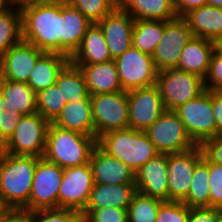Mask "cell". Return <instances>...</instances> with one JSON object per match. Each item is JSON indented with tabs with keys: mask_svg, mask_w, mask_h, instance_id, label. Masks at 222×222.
I'll list each match as a JSON object with an SVG mask.
<instances>
[{
	"mask_svg": "<svg viewBox=\"0 0 222 222\" xmlns=\"http://www.w3.org/2000/svg\"><path fill=\"white\" fill-rule=\"evenodd\" d=\"M22 40L44 52L62 54V0L22 7Z\"/></svg>",
	"mask_w": 222,
	"mask_h": 222,
	"instance_id": "obj_1",
	"label": "cell"
},
{
	"mask_svg": "<svg viewBox=\"0 0 222 222\" xmlns=\"http://www.w3.org/2000/svg\"><path fill=\"white\" fill-rule=\"evenodd\" d=\"M39 158L5 152L0 161V200L6 209H23L28 204Z\"/></svg>",
	"mask_w": 222,
	"mask_h": 222,
	"instance_id": "obj_2",
	"label": "cell"
},
{
	"mask_svg": "<svg viewBox=\"0 0 222 222\" xmlns=\"http://www.w3.org/2000/svg\"><path fill=\"white\" fill-rule=\"evenodd\" d=\"M96 145V137L70 131L50 122L43 157L63 169L82 166L90 162Z\"/></svg>",
	"mask_w": 222,
	"mask_h": 222,
	"instance_id": "obj_3",
	"label": "cell"
},
{
	"mask_svg": "<svg viewBox=\"0 0 222 222\" xmlns=\"http://www.w3.org/2000/svg\"><path fill=\"white\" fill-rule=\"evenodd\" d=\"M97 144L134 172L160 154L145 132L132 128L107 132L97 139Z\"/></svg>",
	"mask_w": 222,
	"mask_h": 222,
	"instance_id": "obj_4",
	"label": "cell"
},
{
	"mask_svg": "<svg viewBox=\"0 0 222 222\" xmlns=\"http://www.w3.org/2000/svg\"><path fill=\"white\" fill-rule=\"evenodd\" d=\"M155 85L168 111H174L206 90L203 78L177 68L158 72Z\"/></svg>",
	"mask_w": 222,
	"mask_h": 222,
	"instance_id": "obj_5",
	"label": "cell"
},
{
	"mask_svg": "<svg viewBox=\"0 0 222 222\" xmlns=\"http://www.w3.org/2000/svg\"><path fill=\"white\" fill-rule=\"evenodd\" d=\"M94 137L119 129L129 128L127 91L91 95Z\"/></svg>",
	"mask_w": 222,
	"mask_h": 222,
	"instance_id": "obj_6",
	"label": "cell"
},
{
	"mask_svg": "<svg viewBox=\"0 0 222 222\" xmlns=\"http://www.w3.org/2000/svg\"><path fill=\"white\" fill-rule=\"evenodd\" d=\"M50 122L38 112L24 115L11 137L4 143L5 152L12 155L43 157Z\"/></svg>",
	"mask_w": 222,
	"mask_h": 222,
	"instance_id": "obj_7",
	"label": "cell"
},
{
	"mask_svg": "<svg viewBox=\"0 0 222 222\" xmlns=\"http://www.w3.org/2000/svg\"><path fill=\"white\" fill-rule=\"evenodd\" d=\"M64 169L40 157L35 167L27 211L58 208V192Z\"/></svg>",
	"mask_w": 222,
	"mask_h": 222,
	"instance_id": "obj_8",
	"label": "cell"
},
{
	"mask_svg": "<svg viewBox=\"0 0 222 222\" xmlns=\"http://www.w3.org/2000/svg\"><path fill=\"white\" fill-rule=\"evenodd\" d=\"M174 112L197 145H201L206 139L215 136L212 94L208 90H205L195 99L180 105Z\"/></svg>",
	"mask_w": 222,
	"mask_h": 222,
	"instance_id": "obj_9",
	"label": "cell"
},
{
	"mask_svg": "<svg viewBox=\"0 0 222 222\" xmlns=\"http://www.w3.org/2000/svg\"><path fill=\"white\" fill-rule=\"evenodd\" d=\"M145 133L160 153H180L197 146L174 111L166 110Z\"/></svg>",
	"mask_w": 222,
	"mask_h": 222,
	"instance_id": "obj_10",
	"label": "cell"
},
{
	"mask_svg": "<svg viewBox=\"0 0 222 222\" xmlns=\"http://www.w3.org/2000/svg\"><path fill=\"white\" fill-rule=\"evenodd\" d=\"M114 61L124 91L156 84L158 71L151 55L131 46Z\"/></svg>",
	"mask_w": 222,
	"mask_h": 222,
	"instance_id": "obj_11",
	"label": "cell"
},
{
	"mask_svg": "<svg viewBox=\"0 0 222 222\" xmlns=\"http://www.w3.org/2000/svg\"><path fill=\"white\" fill-rule=\"evenodd\" d=\"M193 37L182 17L164 21V33L152 55L157 71L177 68L183 48Z\"/></svg>",
	"mask_w": 222,
	"mask_h": 222,
	"instance_id": "obj_12",
	"label": "cell"
},
{
	"mask_svg": "<svg viewBox=\"0 0 222 222\" xmlns=\"http://www.w3.org/2000/svg\"><path fill=\"white\" fill-rule=\"evenodd\" d=\"M93 186L94 180L89 163L64 168L58 192V208L81 213L85 209Z\"/></svg>",
	"mask_w": 222,
	"mask_h": 222,
	"instance_id": "obj_13",
	"label": "cell"
},
{
	"mask_svg": "<svg viewBox=\"0 0 222 222\" xmlns=\"http://www.w3.org/2000/svg\"><path fill=\"white\" fill-rule=\"evenodd\" d=\"M129 128L145 132L165 111L156 85L127 91Z\"/></svg>",
	"mask_w": 222,
	"mask_h": 222,
	"instance_id": "obj_14",
	"label": "cell"
},
{
	"mask_svg": "<svg viewBox=\"0 0 222 222\" xmlns=\"http://www.w3.org/2000/svg\"><path fill=\"white\" fill-rule=\"evenodd\" d=\"M203 158L200 145L180 152L168 154L169 201L183 202L189 192L196 164Z\"/></svg>",
	"mask_w": 222,
	"mask_h": 222,
	"instance_id": "obj_15",
	"label": "cell"
},
{
	"mask_svg": "<svg viewBox=\"0 0 222 222\" xmlns=\"http://www.w3.org/2000/svg\"><path fill=\"white\" fill-rule=\"evenodd\" d=\"M134 22L135 20L118 5L96 23L103 32L112 59L132 46Z\"/></svg>",
	"mask_w": 222,
	"mask_h": 222,
	"instance_id": "obj_16",
	"label": "cell"
},
{
	"mask_svg": "<svg viewBox=\"0 0 222 222\" xmlns=\"http://www.w3.org/2000/svg\"><path fill=\"white\" fill-rule=\"evenodd\" d=\"M43 53L31 43L19 41L1 55V79L28 83L35 63Z\"/></svg>",
	"mask_w": 222,
	"mask_h": 222,
	"instance_id": "obj_17",
	"label": "cell"
},
{
	"mask_svg": "<svg viewBox=\"0 0 222 222\" xmlns=\"http://www.w3.org/2000/svg\"><path fill=\"white\" fill-rule=\"evenodd\" d=\"M167 167V153H160L150 159L135 172L136 191L152 198L169 201Z\"/></svg>",
	"mask_w": 222,
	"mask_h": 222,
	"instance_id": "obj_18",
	"label": "cell"
},
{
	"mask_svg": "<svg viewBox=\"0 0 222 222\" xmlns=\"http://www.w3.org/2000/svg\"><path fill=\"white\" fill-rule=\"evenodd\" d=\"M94 183L135 184V172L122 161L106 153L98 144L89 162Z\"/></svg>",
	"mask_w": 222,
	"mask_h": 222,
	"instance_id": "obj_19",
	"label": "cell"
},
{
	"mask_svg": "<svg viewBox=\"0 0 222 222\" xmlns=\"http://www.w3.org/2000/svg\"><path fill=\"white\" fill-rule=\"evenodd\" d=\"M217 45L214 41L193 36L181 52L177 69L205 79Z\"/></svg>",
	"mask_w": 222,
	"mask_h": 222,
	"instance_id": "obj_20",
	"label": "cell"
},
{
	"mask_svg": "<svg viewBox=\"0 0 222 222\" xmlns=\"http://www.w3.org/2000/svg\"><path fill=\"white\" fill-rule=\"evenodd\" d=\"M194 37L222 42V8L204 5L193 9L182 17Z\"/></svg>",
	"mask_w": 222,
	"mask_h": 222,
	"instance_id": "obj_21",
	"label": "cell"
},
{
	"mask_svg": "<svg viewBox=\"0 0 222 222\" xmlns=\"http://www.w3.org/2000/svg\"><path fill=\"white\" fill-rule=\"evenodd\" d=\"M75 66L79 67L83 73L89 95L123 90L114 59L98 64Z\"/></svg>",
	"mask_w": 222,
	"mask_h": 222,
	"instance_id": "obj_22",
	"label": "cell"
},
{
	"mask_svg": "<svg viewBox=\"0 0 222 222\" xmlns=\"http://www.w3.org/2000/svg\"><path fill=\"white\" fill-rule=\"evenodd\" d=\"M113 60L102 30L96 23L87 29L80 47L70 57L74 65L98 64Z\"/></svg>",
	"mask_w": 222,
	"mask_h": 222,
	"instance_id": "obj_23",
	"label": "cell"
},
{
	"mask_svg": "<svg viewBox=\"0 0 222 222\" xmlns=\"http://www.w3.org/2000/svg\"><path fill=\"white\" fill-rule=\"evenodd\" d=\"M62 14V54L70 58L80 47L92 22L65 0H62Z\"/></svg>",
	"mask_w": 222,
	"mask_h": 222,
	"instance_id": "obj_24",
	"label": "cell"
},
{
	"mask_svg": "<svg viewBox=\"0 0 222 222\" xmlns=\"http://www.w3.org/2000/svg\"><path fill=\"white\" fill-rule=\"evenodd\" d=\"M52 123L70 131L94 137L91 95L81 102H67Z\"/></svg>",
	"mask_w": 222,
	"mask_h": 222,
	"instance_id": "obj_25",
	"label": "cell"
},
{
	"mask_svg": "<svg viewBox=\"0 0 222 222\" xmlns=\"http://www.w3.org/2000/svg\"><path fill=\"white\" fill-rule=\"evenodd\" d=\"M136 192L135 184L94 183L85 208L116 207L127 209Z\"/></svg>",
	"mask_w": 222,
	"mask_h": 222,
	"instance_id": "obj_26",
	"label": "cell"
},
{
	"mask_svg": "<svg viewBox=\"0 0 222 222\" xmlns=\"http://www.w3.org/2000/svg\"><path fill=\"white\" fill-rule=\"evenodd\" d=\"M70 62V58L55 52H44L35 63L28 85L35 92L56 83L59 73Z\"/></svg>",
	"mask_w": 222,
	"mask_h": 222,
	"instance_id": "obj_27",
	"label": "cell"
},
{
	"mask_svg": "<svg viewBox=\"0 0 222 222\" xmlns=\"http://www.w3.org/2000/svg\"><path fill=\"white\" fill-rule=\"evenodd\" d=\"M118 5L134 20L170 21L178 17L174 0H119Z\"/></svg>",
	"mask_w": 222,
	"mask_h": 222,
	"instance_id": "obj_28",
	"label": "cell"
},
{
	"mask_svg": "<svg viewBox=\"0 0 222 222\" xmlns=\"http://www.w3.org/2000/svg\"><path fill=\"white\" fill-rule=\"evenodd\" d=\"M0 93L23 115L37 112V96L27 83L0 79Z\"/></svg>",
	"mask_w": 222,
	"mask_h": 222,
	"instance_id": "obj_29",
	"label": "cell"
},
{
	"mask_svg": "<svg viewBox=\"0 0 222 222\" xmlns=\"http://www.w3.org/2000/svg\"><path fill=\"white\" fill-rule=\"evenodd\" d=\"M55 84L67 102H81L89 95L82 71L71 62L59 73Z\"/></svg>",
	"mask_w": 222,
	"mask_h": 222,
	"instance_id": "obj_30",
	"label": "cell"
},
{
	"mask_svg": "<svg viewBox=\"0 0 222 222\" xmlns=\"http://www.w3.org/2000/svg\"><path fill=\"white\" fill-rule=\"evenodd\" d=\"M183 203L189 208L210 207L209 159L204 154L195 166L190 189Z\"/></svg>",
	"mask_w": 222,
	"mask_h": 222,
	"instance_id": "obj_31",
	"label": "cell"
},
{
	"mask_svg": "<svg viewBox=\"0 0 222 222\" xmlns=\"http://www.w3.org/2000/svg\"><path fill=\"white\" fill-rule=\"evenodd\" d=\"M163 33L164 21L135 20L132 33V46L152 56Z\"/></svg>",
	"mask_w": 222,
	"mask_h": 222,
	"instance_id": "obj_32",
	"label": "cell"
},
{
	"mask_svg": "<svg viewBox=\"0 0 222 222\" xmlns=\"http://www.w3.org/2000/svg\"><path fill=\"white\" fill-rule=\"evenodd\" d=\"M22 40V14L14 7L0 13V55Z\"/></svg>",
	"mask_w": 222,
	"mask_h": 222,
	"instance_id": "obj_33",
	"label": "cell"
},
{
	"mask_svg": "<svg viewBox=\"0 0 222 222\" xmlns=\"http://www.w3.org/2000/svg\"><path fill=\"white\" fill-rule=\"evenodd\" d=\"M163 202L136 192L127 208L128 222H155Z\"/></svg>",
	"mask_w": 222,
	"mask_h": 222,
	"instance_id": "obj_34",
	"label": "cell"
},
{
	"mask_svg": "<svg viewBox=\"0 0 222 222\" xmlns=\"http://www.w3.org/2000/svg\"><path fill=\"white\" fill-rule=\"evenodd\" d=\"M36 96L37 112L49 122H53L58 117L67 103L56 84L39 91Z\"/></svg>",
	"mask_w": 222,
	"mask_h": 222,
	"instance_id": "obj_35",
	"label": "cell"
},
{
	"mask_svg": "<svg viewBox=\"0 0 222 222\" xmlns=\"http://www.w3.org/2000/svg\"><path fill=\"white\" fill-rule=\"evenodd\" d=\"M76 8L92 23H97L108 15L116 6L117 0H65Z\"/></svg>",
	"mask_w": 222,
	"mask_h": 222,
	"instance_id": "obj_36",
	"label": "cell"
},
{
	"mask_svg": "<svg viewBox=\"0 0 222 222\" xmlns=\"http://www.w3.org/2000/svg\"><path fill=\"white\" fill-rule=\"evenodd\" d=\"M24 115L0 93V140L5 143Z\"/></svg>",
	"mask_w": 222,
	"mask_h": 222,
	"instance_id": "obj_37",
	"label": "cell"
},
{
	"mask_svg": "<svg viewBox=\"0 0 222 222\" xmlns=\"http://www.w3.org/2000/svg\"><path fill=\"white\" fill-rule=\"evenodd\" d=\"M81 214L64 208L28 211V222H78Z\"/></svg>",
	"mask_w": 222,
	"mask_h": 222,
	"instance_id": "obj_38",
	"label": "cell"
},
{
	"mask_svg": "<svg viewBox=\"0 0 222 222\" xmlns=\"http://www.w3.org/2000/svg\"><path fill=\"white\" fill-rule=\"evenodd\" d=\"M80 214L84 222H128L127 209L122 208H85Z\"/></svg>",
	"mask_w": 222,
	"mask_h": 222,
	"instance_id": "obj_39",
	"label": "cell"
},
{
	"mask_svg": "<svg viewBox=\"0 0 222 222\" xmlns=\"http://www.w3.org/2000/svg\"><path fill=\"white\" fill-rule=\"evenodd\" d=\"M189 207L183 202L164 201L155 222H187Z\"/></svg>",
	"mask_w": 222,
	"mask_h": 222,
	"instance_id": "obj_40",
	"label": "cell"
},
{
	"mask_svg": "<svg viewBox=\"0 0 222 222\" xmlns=\"http://www.w3.org/2000/svg\"><path fill=\"white\" fill-rule=\"evenodd\" d=\"M210 207L222 209V165L209 160Z\"/></svg>",
	"mask_w": 222,
	"mask_h": 222,
	"instance_id": "obj_41",
	"label": "cell"
},
{
	"mask_svg": "<svg viewBox=\"0 0 222 222\" xmlns=\"http://www.w3.org/2000/svg\"><path fill=\"white\" fill-rule=\"evenodd\" d=\"M204 84L206 90L222 88V49L218 45L212 54Z\"/></svg>",
	"mask_w": 222,
	"mask_h": 222,
	"instance_id": "obj_42",
	"label": "cell"
},
{
	"mask_svg": "<svg viewBox=\"0 0 222 222\" xmlns=\"http://www.w3.org/2000/svg\"><path fill=\"white\" fill-rule=\"evenodd\" d=\"M200 146L211 162L222 165V135L208 138Z\"/></svg>",
	"mask_w": 222,
	"mask_h": 222,
	"instance_id": "obj_43",
	"label": "cell"
},
{
	"mask_svg": "<svg viewBox=\"0 0 222 222\" xmlns=\"http://www.w3.org/2000/svg\"><path fill=\"white\" fill-rule=\"evenodd\" d=\"M221 211L222 209L215 207H192L189 208L187 222H215Z\"/></svg>",
	"mask_w": 222,
	"mask_h": 222,
	"instance_id": "obj_44",
	"label": "cell"
},
{
	"mask_svg": "<svg viewBox=\"0 0 222 222\" xmlns=\"http://www.w3.org/2000/svg\"><path fill=\"white\" fill-rule=\"evenodd\" d=\"M208 91L212 94V111L215 119V136L222 135V88Z\"/></svg>",
	"mask_w": 222,
	"mask_h": 222,
	"instance_id": "obj_45",
	"label": "cell"
},
{
	"mask_svg": "<svg viewBox=\"0 0 222 222\" xmlns=\"http://www.w3.org/2000/svg\"><path fill=\"white\" fill-rule=\"evenodd\" d=\"M207 5V0H174L175 11L178 17H183L193 9Z\"/></svg>",
	"mask_w": 222,
	"mask_h": 222,
	"instance_id": "obj_46",
	"label": "cell"
},
{
	"mask_svg": "<svg viewBox=\"0 0 222 222\" xmlns=\"http://www.w3.org/2000/svg\"><path fill=\"white\" fill-rule=\"evenodd\" d=\"M0 222H28V211L24 209H6L0 215Z\"/></svg>",
	"mask_w": 222,
	"mask_h": 222,
	"instance_id": "obj_47",
	"label": "cell"
},
{
	"mask_svg": "<svg viewBox=\"0 0 222 222\" xmlns=\"http://www.w3.org/2000/svg\"><path fill=\"white\" fill-rule=\"evenodd\" d=\"M53 0H11L14 7L21 9L24 6L37 3H46Z\"/></svg>",
	"mask_w": 222,
	"mask_h": 222,
	"instance_id": "obj_48",
	"label": "cell"
},
{
	"mask_svg": "<svg viewBox=\"0 0 222 222\" xmlns=\"http://www.w3.org/2000/svg\"><path fill=\"white\" fill-rule=\"evenodd\" d=\"M14 8L11 0H0V13Z\"/></svg>",
	"mask_w": 222,
	"mask_h": 222,
	"instance_id": "obj_49",
	"label": "cell"
},
{
	"mask_svg": "<svg viewBox=\"0 0 222 222\" xmlns=\"http://www.w3.org/2000/svg\"><path fill=\"white\" fill-rule=\"evenodd\" d=\"M207 4L215 7L222 8V0H207Z\"/></svg>",
	"mask_w": 222,
	"mask_h": 222,
	"instance_id": "obj_50",
	"label": "cell"
},
{
	"mask_svg": "<svg viewBox=\"0 0 222 222\" xmlns=\"http://www.w3.org/2000/svg\"><path fill=\"white\" fill-rule=\"evenodd\" d=\"M4 154H5L4 143L0 140V161L3 158Z\"/></svg>",
	"mask_w": 222,
	"mask_h": 222,
	"instance_id": "obj_51",
	"label": "cell"
},
{
	"mask_svg": "<svg viewBox=\"0 0 222 222\" xmlns=\"http://www.w3.org/2000/svg\"><path fill=\"white\" fill-rule=\"evenodd\" d=\"M215 222H222V211L217 215Z\"/></svg>",
	"mask_w": 222,
	"mask_h": 222,
	"instance_id": "obj_52",
	"label": "cell"
},
{
	"mask_svg": "<svg viewBox=\"0 0 222 222\" xmlns=\"http://www.w3.org/2000/svg\"><path fill=\"white\" fill-rule=\"evenodd\" d=\"M6 210V208L3 206L1 200H0V215Z\"/></svg>",
	"mask_w": 222,
	"mask_h": 222,
	"instance_id": "obj_53",
	"label": "cell"
},
{
	"mask_svg": "<svg viewBox=\"0 0 222 222\" xmlns=\"http://www.w3.org/2000/svg\"><path fill=\"white\" fill-rule=\"evenodd\" d=\"M0 79H1V55H0Z\"/></svg>",
	"mask_w": 222,
	"mask_h": 222,
	"instance_id": "obj_54",
	"label": "cell"
},
{
	"mask_svg": "<svg viewBox=\"0 0 222 222\" xmlns=\"http://www.w3.org/2000/svg\"><path fill=\"white\" fill-rule=\"evenodd\" d=\"M218 46L222 49V42L218 43Z\"/></svg>",
	"mask_w": 222,
	"mask_h": 222,
	"instance_id": "obj_55",
	"label": "cell"
},
{
	"mask_svg": "<svg viewBox=\"0 0 222 222\" xmlns=\"http://www.w3.org/2000/svg\"><path fill=\"white\" fill-rule=\"evenodd\" d=\"M78 222H84L83 218H81Z\"/></svg>",
	"mask_w": 222,
	"mask_h": 222,
	"instance_id": "obj_56",
	"label": "cell"
}]
</instances>
